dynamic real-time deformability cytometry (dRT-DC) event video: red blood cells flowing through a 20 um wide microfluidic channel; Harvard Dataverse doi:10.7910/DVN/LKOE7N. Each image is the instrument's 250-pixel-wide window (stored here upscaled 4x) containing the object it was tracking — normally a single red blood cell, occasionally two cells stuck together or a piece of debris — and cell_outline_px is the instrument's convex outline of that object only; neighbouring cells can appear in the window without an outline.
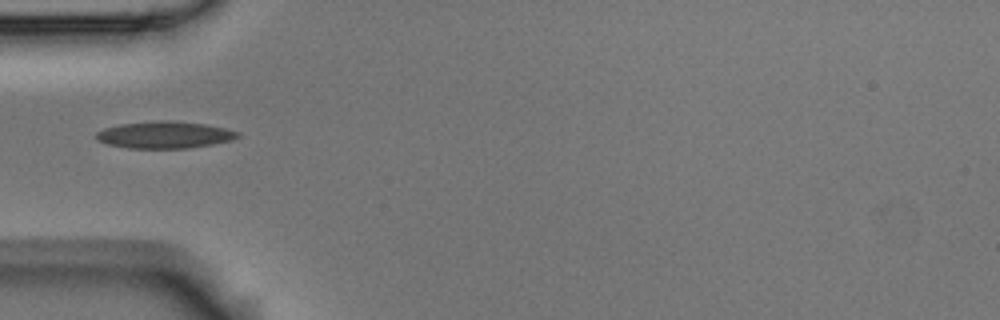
{"species": "Egyptian fruit bat (a non-hibernating species)", "species_latin": "Rousettus aegyptiacus", "temperature_condition": "room temperature", "stored_images_in_passage": 6, "camera_frame_rate_fps": 3000, "um_per_image_px": 0.085, "animal": {"sex": "male"}, "frame": {"image": 1, "passage_image": 1, "time_ms": 0.0, "image_size_px": [1000, 320], "cell_outline_px": [[240, 136], [232, 140], [212, 144], [188, 148], [128, 148], [108, 144], [96, 140], [96, 132], [104, 128], [120, 124], [160, 120], [172, 120], [204, 124], [224, 128], [240, 132]], "centroid_in_image_um": [13.98, 11.46], "position_along_channel_um": 71.0, "area_um2": 22.2}}
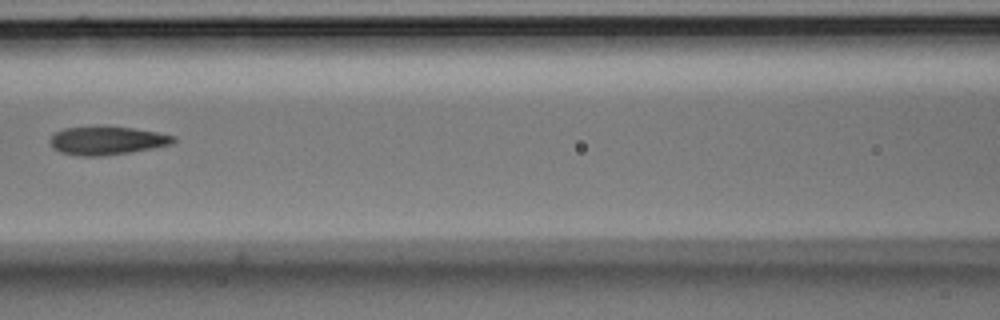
{"frame": {"image": 2, "passage_image": 3, "time_ms": 0.667, "image_size_px": [1000, 320], "cell_outline_px": [[176, 140], [172, 144], [152, 148], [128, 152], [96, 156], [80, 156], [60, 152], [52, 148], [48, 140], [56, 132], [64, 128], [100, 124], [136, 128], [176, 136]], "centroid_in_image_um": [9.06, 11.91], "position_along_channel_um": 157.5, "area_um2": 20.87}}
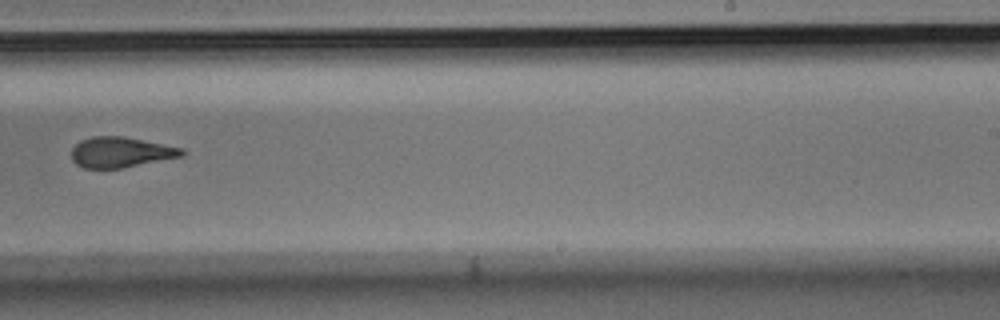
{"frame": {"image": 3, "passage_image": 6, "time_ms": 1.667, "image_size_px": [1000, 320], "cell_outline_px": [[184, 156], [120, 168], [84, 168], [76, 164], [72, 160], [72, 148], [80, 140], [92, 136], [124, 136], [184, 148]], "centroid_in_image_um": [10.26, 12.93], "position_along_channel_um": 278.7, "area_um2": 19.59}}